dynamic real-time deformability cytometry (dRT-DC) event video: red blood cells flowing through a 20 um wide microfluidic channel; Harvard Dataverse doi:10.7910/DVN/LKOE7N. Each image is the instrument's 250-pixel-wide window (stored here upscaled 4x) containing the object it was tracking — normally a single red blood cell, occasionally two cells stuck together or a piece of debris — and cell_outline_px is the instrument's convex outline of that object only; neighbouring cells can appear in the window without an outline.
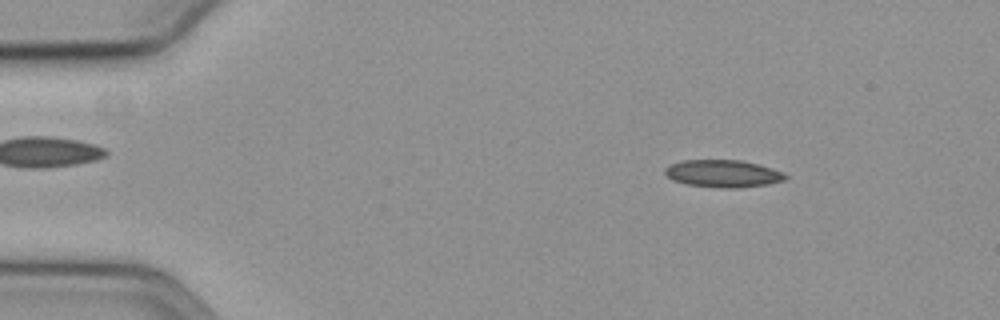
{"species": "common noctule bat (a hibernating species)", "species_latin": "Nyctalus noctula", "temperature_condition": "cold", "stored_images_in_passage": 57, "camera_frame_rate_fps": 3000, "um_per_image_px": 0.085, "animal": {"sex": "female", "body_mass_g": 19.3, "forearm_length_mm": 54.1}, "frame": {"image": 1, "passage_image": 8, "time_ms": 2.333, "image_size_px": [1000, 320], "cell_outline_px": [[788, 176], [784, 180], [768, 184], [740, 188], [720, 188], [684, 184], [672, 180], [664, 172], [664, 168], [680, 160], [744, 160], [772, 168], [784, 172]], "centroid_in_image_um": [61.46, 14.76], "position_along_channel_um": 23.5, "area_um2": 19.42}}
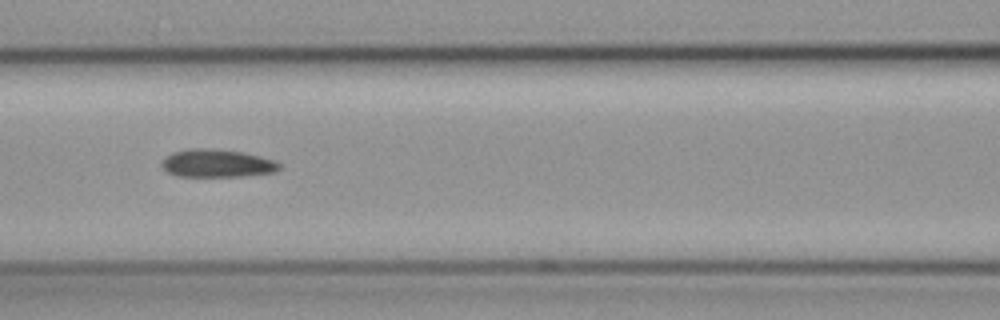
{"frame": {"image": 2, "passage_image": 25, "time_ms": 8.0, "image_size_px": [1000, 320], "cell_outline_px": [[280, 168], [276, 172], [240, 176], [180, 176], [168, 172], [160, 164], [160, 160], [164, 156], [172, 152], [188, 148], [212, 148], [244, 152], [276, 160], [280, 164]], "centroid_in_image_um": [18.43, 13.86], "position_along_channel_um": 148.2, "area_um2": 19.36}}
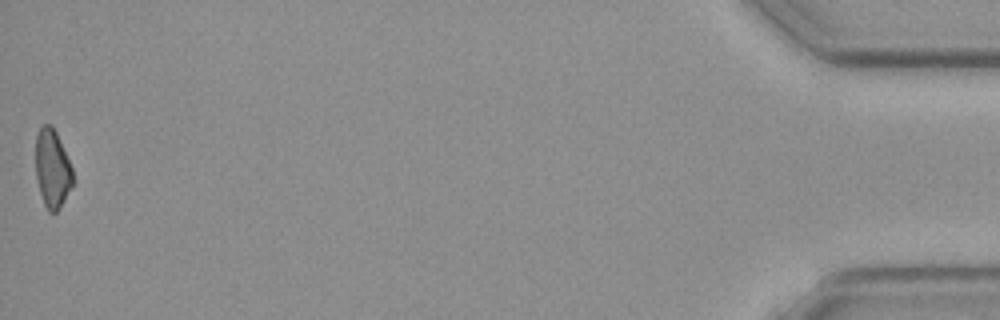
{"frame": {"image": 3, "passage_image": 57, "time_ms": 18.667, "image_size_px": [1000, 320], "cell_outline_px": [[72, 184], [64, 200], [56, 212], [48, 212], [44, 204], [40, 192], [36, 176], [36, 136], [40, 128], [44, 124], [52, 124], [56, 132], [72, 168]], "centroid_in_image_um": [4.43, 14.32], "position_along_channel_um": 430.8, "area_um2": 16.65}}